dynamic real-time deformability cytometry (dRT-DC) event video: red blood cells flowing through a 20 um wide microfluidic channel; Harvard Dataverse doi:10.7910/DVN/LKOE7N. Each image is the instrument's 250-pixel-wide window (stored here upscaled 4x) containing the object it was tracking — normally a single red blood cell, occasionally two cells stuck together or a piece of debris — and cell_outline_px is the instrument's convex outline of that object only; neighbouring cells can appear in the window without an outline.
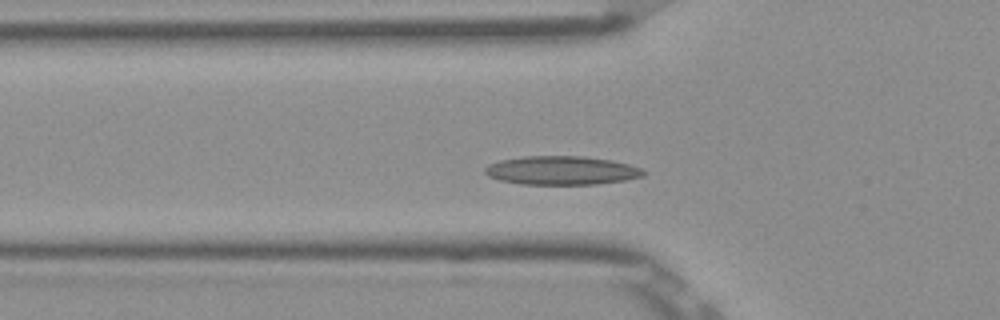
{"species": "Egyptian fruit bat (a non-hibernating species)", "species_latin": "Rousettus aegyptiacus", "temperature_condition": "room temperature", "stored_images_in_passage": 48, "camera_frame_rate_fps": 3000, "um_per_image_px": 0.085, "frame": {"image": 1, "passage_image": 12, "time_ms": 3.667, "image_size_px": [1000, 320], "cell_outline_px": [[648, 172], [644, 176], [624, 180], [596, 184], [520, 184], [500, 180], [488, 176], [484, 172], [484, 168], [488, 164], [500, 160], [524, 156], [584, 156], [612, 160], [628, 164], [640, 168]], "centroid_in_image_um": [47.73, 14.48], "position_along_channel_um": 78.1, "area_um2": 26.59}}
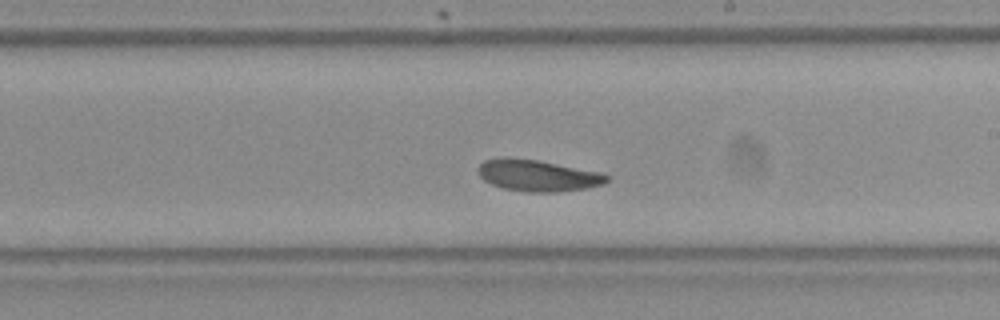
{"frame": {"image": 2, "passage_image": 25, "time_ms": 8.0, "image_size_px": [1000, 320], "cell_outline_px": [[608, 180], [604, 184], [588, 188], [556, 192], [528, 192], [504, 188], [492, 184], [484, 180], [480, 176], [480, 164], [484, 160], [500, 156], [508, 156], [536, 160], [600, 172], [608, 176]], "centroid_in_image_um": [45.7, 14.91], "position_along_channel_um": 243.3, "area_um2": 23.52}}
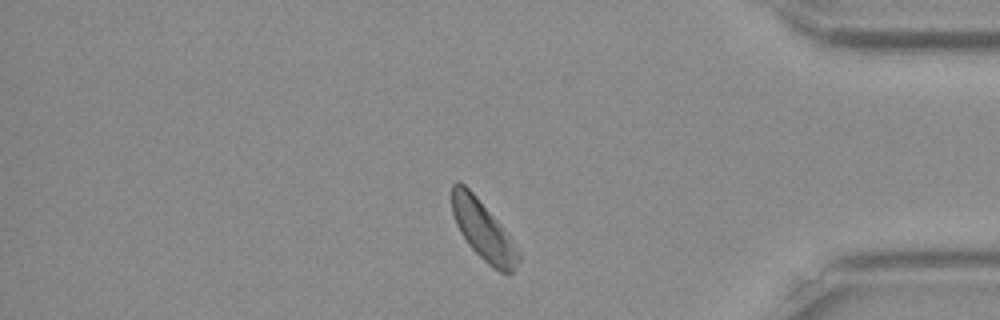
{"frame": {"image": 3, "passage_image": 39, "time_ms": 12.667, "image_size_px": [1000, 320], "cell_outline_px": [[520, 260], [516, 268], [512, 272], [500, 272], [488, 264], [468, 244], [460, 232], [456, 224], [452, 212], [452, 184], [456, 180], [460, 180], [476, 196], [508, 232], [520, 256]], "centroid_in_image_um": [41.06, 19.56], "position_along_channel_um": 394.1, "area_um2": 22.77}, "authors_computed_cell_mechanics": {"area_um2": 23.6402, "velocity_mm_per_s": 3.8054, "shape_relaxation_time_tau1_ms": 2.3613, "shape_relaxation_time_tau2_ms": 3.0553, "deformation_change_tau1": 0.0759, "deformation_change_tau2": 0.0789}}